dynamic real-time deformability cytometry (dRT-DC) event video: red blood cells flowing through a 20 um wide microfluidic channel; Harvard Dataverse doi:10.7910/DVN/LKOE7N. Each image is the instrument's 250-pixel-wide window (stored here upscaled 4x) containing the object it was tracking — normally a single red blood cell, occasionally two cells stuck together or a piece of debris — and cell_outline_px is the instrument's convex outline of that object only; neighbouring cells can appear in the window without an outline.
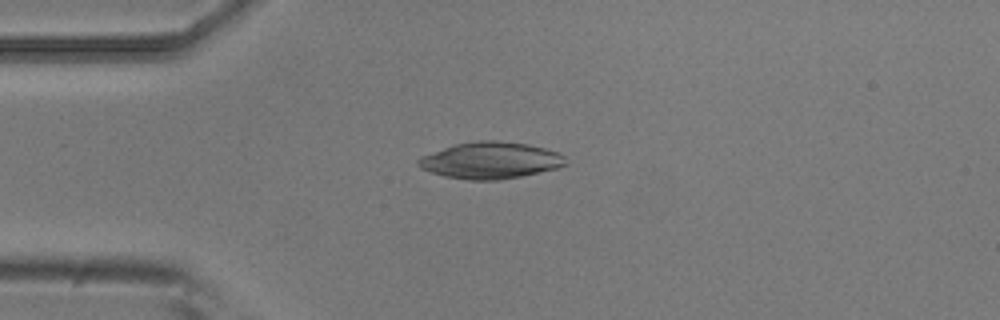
{"species": "common noctule bat (a hibernating species)", "species_latin": "Nyctalus noctula", "temperature_condition": "room temperature", "stored_images_in_passage": 5, "camera_frame_rate_fps": 3000, "um_per_image_px": 0.085, "animal": {"sex": "male", "body_mass_g": 20.5, "forearm_length_mm": 52.5}, "frame": {"image": 1, "passage_image": 4, "time_ms": 1.0, "image_size_px": [1000, 320], "cell_outline_px": [[568, 164], [560, 168], [520, 176], [496, 180], [468, 180], [444, 176], [420, 168], [416, 164], [416, 160], [420, 156], [452, 144], [480, 140], [496, 140], [528, 144], [544, 148], [556, 152], [564, 156]], "centroid_in_image_um": [41.66, 13.63], "position_along_channel_um": 43.3, "area_um2": 31.67}}